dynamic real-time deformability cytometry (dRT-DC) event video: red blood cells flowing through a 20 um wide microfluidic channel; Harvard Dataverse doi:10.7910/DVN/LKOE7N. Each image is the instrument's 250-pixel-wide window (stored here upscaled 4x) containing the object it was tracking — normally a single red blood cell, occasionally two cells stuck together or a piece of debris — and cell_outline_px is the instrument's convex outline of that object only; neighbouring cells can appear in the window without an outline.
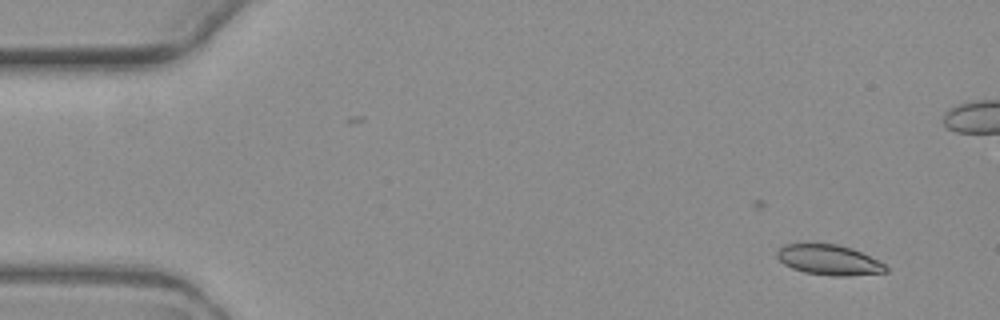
{"species": "common noctule bat (a hibernating species)", "species_latin": "Nyctalus noctula", "temperature_condition": "warm", "stored_images_in_passage": 5, "camera_frame_rate_fps": 3000, "um_per_image_px": 0.085, "animal": {"sex": "female", "body_mass_g": 19.3, "forearm_length_mm": 54.1}, "frame": {"image": 1, "passage_image": 2, "time_ms": 2.333, "image_size_px": [1000, 320], "cell_outline_px": [[888, 272], [848, 276], [832, 276], [804, 272], [792, 268], [784, 264], [776, 256], [776, 252], [784, 244], [836, 244], [852, 248], [880, 260], [888, 268]], "centroid_in_image_um": [70.49, 22.1], "position_along_channel_um": 14.5, "area_um2": 19.25}}